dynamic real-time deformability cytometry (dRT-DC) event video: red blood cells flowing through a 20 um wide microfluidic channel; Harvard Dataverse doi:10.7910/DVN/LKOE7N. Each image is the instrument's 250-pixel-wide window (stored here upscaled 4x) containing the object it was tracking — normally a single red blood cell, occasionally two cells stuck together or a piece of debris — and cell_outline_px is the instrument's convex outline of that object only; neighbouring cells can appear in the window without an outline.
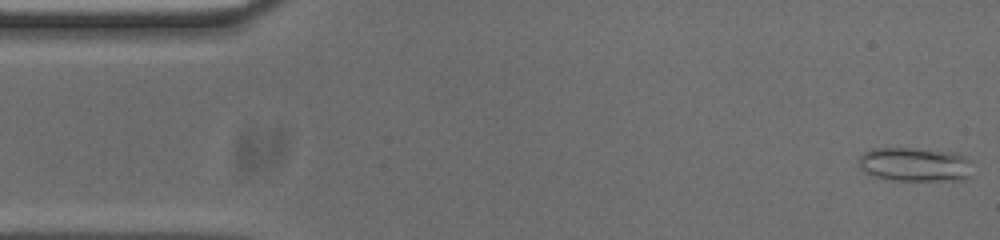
{"species": "common noctule bat (a hibernating species)", "species_latin": "Nyctalus noctula", "temperature_condition": "cold", "stored_images_in_passage": 14, "camera_frame_rate_fps": 3000, "um_per_image_px": 0.085, "animal": {"sex": "male", "body_mass_g": 20.0, "forearm_length_mm": 53.3}, "frame": {"image": 1, "passage_image": 1, "time_ms": 0.0, "image_size_px": [1000, 240], "cell_outline_px": [[972, 160], [968, 176], [964, 180], [892, 180], [872, 176], [864, 172], [860, 168], [860, 156], [864, 152], [872, 148], [908, 148], [952, 152], [964, 156]], "centroid_in_image_um": [77.75, 13.98], "position_along_channel_um": 7.3, "area_um2": 22.54}}
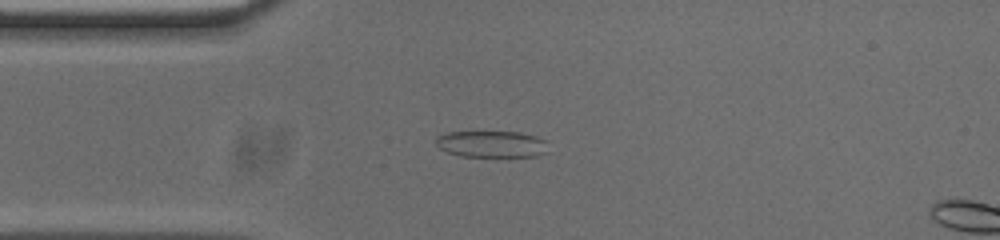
{"frame": {"image": 2, "passage_image": 12, "time_ms": 3.667, "image_size_px": [1000, 240], "cell_outline_px": [[548, 152], [536, 156], [460, 156], [448, 152], [440, 148], [436, 144], [436, 136], [448, 132], [520, 132], [536, 136], [548, 140]], "centroid_in_image_um": [41.84, 12.24], "position_along_channel_um": 43.2, "area_um2": 17.51}}